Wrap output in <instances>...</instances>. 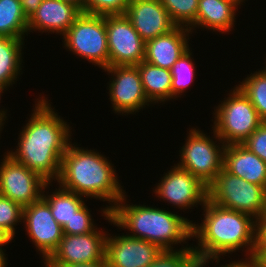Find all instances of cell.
I'll use <instances>...</instances> for the list:
<instances>
[{"mask_svg": "<svg viewBox=\"0 0 266 267\" xmlns=\"http://www.w3.org/2000/svg\"><path fill=\"white\" fill-rule=\"evenodd\" d=\"M241 5L238 0H199L195 23L189 29L195 33L198 27L229 34L234 29L235 16Z\"/></svg>", "mask_w": 266, "mask_h": 267, "instance_id": "d6986e66", "label": "cell"}, {"mask_svg": "<svg viewBox=\"0 0 266 267\" xmlns=\"http://www.w3.org/2000/svg\"><path fill=\"white\" fill-rule=\"evenodd\" d=\"M8 245V243H0V267H6L7 266V257L6 253H4L6 250L3 249V246Z\"/></svg>", "mask_w": 266, "mask_h": 267, "instance_id": "f35d334b", "label": "cell"}, {"mask_svg": "<svg viewBox=\"0 0 266 267\" xmlns=\"http://www.w3.org/2000/svg\"><path fill=\"white\" fill-rule=\"evenodd\" d=\"M190 29L176 27L169 33L145 42L144 61L154 66L171 69L189 47Z\"/></svg>", "mask_w": 266, "mask_h": 267, "instance_id": "ac0fdd59", "label": "cell"}, {"mask_svg": "<svg viewBox=\"0 0 266 267\" xmlns=\"http://www.w3.org/2000/svg\"><path fill=\"white\" fill-rule=\"evenodd\" d=\"M64 49L102 70L109 66L105 15L82 12L62 37Z\"/></svg>", "mask_w": 266, "mask_h": 267, "instance_id": "ba28073f", "label": "cell"}, {"mask_svg": "<svg viewBox=\"0 0 266 267\" xmlns=\"http://www.w3.org/2000/svg\"><path fill=\"white\" fill-rule=\"evenodd\" d=\"M5 91H7L4 87H1L0 86V101H1V95H2V93H4ZM7 109L5 110V108H3V110L2 109H0V129H3L4 128V125H5V123H6V120H8L7 119V116L6 115H8L7 114Z\"/></svg>", "mask_w": 266, "mask_h": 267, "instance_id": "8d00e7d4", "label": "cell"}, {"mask_svg": "<svg viewBox=\"0 0 266 267\" xmlns=\"http://www.w3.org/2000/svg\"><path fill=\"white\" fill-rule=\"evenodd\" d=\"M197 260L192 249L163 250L148 267H193Z\"/></svg>", "mask_w": 266, "mask_h": 267, "instance_id": "83f0119b", "label": "cell"}, {"mask_svg": "<svg viewBox=\"0 0 266 267\" xmlns=\"http://www.w3.org/2000/svg\"><path fill=\"white\" fill-rule=\"evenodd\" d=\"M43 0H20L24 15L29 19L34 14Z\"/></svg>", "mask_w": 266, "mask_h": 267, "instance_id": "836d02e7", "label": "cell"}, {"mask_svg": "<svg viewBox=\"0 0 266 267\" xmlns=\"http://www.w3.org/2000/svg\"><path fill=\"white\" fill-rule=\"evenodd\" d=\"M156 184L153 189L155 197L180 210L197 208L198 204L203 207L208 200V186L176 164Z\"/></svg>", "mask_w": 266, "mask_h": 267, "instance_id": "9c48e42d", "label": "cell"}, {"mask_svg": "<svg viewBox=\"0 0 266 267\" xmlns=\"http://www.w3.org/2000/svg\"><path fill=\"white\" fill-rule=\"evenodd\" d=\"M125 16L144 42L177 27L160 0H130Z\"/></svg>", "mask_w": 266, "mask_h": 267, "instance_id": "2e32d148", "label": "cell"}, {"mask_svg": "<svg viewBox=\"0 0 266 267\" xmlns=\"http://www.w3.org/2000/svg\"><path fill=\"white\" fill-rule=\"evenodd\" d=\"M266 255V211L255 219L254 266Z\"/></svg>", "mask_w": 266, "mask_h": 267, "instance_id": "d6a6232c", "label": "cell"}, {"mask_svg": "<svg viewBox=\"0 0 266 267\" xmlns=\"http://www.w3.org/2000/svg\"><path fill=\"white\" fill-rule=\"evenodd\" d=\"M264 60H266V58H265ZM263 70H265V71H266V63H265V67H263Z\"/></svg>", "mask_w": 266, "mask_h": 267, "instance_id": "60d3db41", "label": "cell"}, {"mask_svg": "<svg viewBox=\"0 0 266 267\" xmlns=\"http://www.w3.org/2000/svg\"><path fill=\"white\" fill-rule=\"evenodd\" d=\"M192 48L184 52L181 57L173 64L170 69L172 75L171 100L181 98L186 90L194 83L196 69L193 62ZM185 92V93H184Z\"/></svg>", "mask_w": 266, "mask_h": 267, "instance_id": "484cf974", "label": "cell"}, {"mask_svg": "<svg viewBox=\"0 0 266 267\" xmlns=\"http://www.w3.org/2000/svg\"><path fill=\"white\" fill-rule=\"evenodd\" d=\"M208 200L222 208L251 215L266 211V188L232 175L224 168L208 186Z\"/></svg>", "mask_w": 266, "mask_h": 267, "instance_id": "52a82bcc", "label": "cell"}, {"mask_svg": "<svg viewBox=\"0 0 266 267\" xmlns=\"http://www.w3.org/2000/svg\"><path fill=\"white\" fill-rule=\"evenodd\" d=\"M223 168L247 182L266 188V163L242 144L225 146Z\"/></svg>", "mask_w": 266, "mask_h": 267, "instance_id": "ffe728a7", "label": "cell"}, {"mask_svg": "<svg viewBox=\"0 0 266 267\" xmlns=\"http://www.w3.org/2000/svg\"><path fill=\"white\" fill-rule=\"evenodd\" d=\"M74 143L68 144L62 156L57 185L85 198L108 201L110 211L126 193L114 164L103 153Z\"/></svg>", "mask_w": 266, "mask_h": 267, "instance_id": "277c9868", "label": "cell"}, {"mask_svg": "<svg viewBox=\"0 0 266 267\" xmlns=\"http://www.w3.org/2000/svg\"><path fill=\"white\" fill-rule=\"evenodd\" d=\"M126 197L125 193L110 211L106 207L100 208L105 220L119 229L130 231L126 235L155 243L162 250L192 249L187 243L192 239V220L162 207L160 209L140 203L130 205ZM179 243L187 244H182L183 247L176 249L175 246Z\"/></svg>", "mask_w": 266, "mask_h": 267, "instance_id": "3957f363", "label": "cell"}, {"mask_svg": "<svg viewBox=\"0 0 266 267\" xmlns=\"http://www.w3.org/2000/svg\"><path fill=\"white\" fill-rule=\"evenodd\" d=\"M107 236L108 232L98 227L86 234H63L59 246L44 265H67L104 260Z\"/></svg>", "mask_w": 266, "mask_h": 267, "instance_id": "5bb4252c", "label": "cell"}, {"mask_svg": "<svg viewBox=\"0 0 266 267\" xmlns=\"http://www.w3.org/2000/svg\"><path fill=\"white\" fill-rule=\"evenodd\" d=\"M35 100L33 113L18 135L16 150L7 154L48 183H56L62 156L72 140V128L54 111L48 97L42 95Z\"/></svg>", "mask_w": 266, "mask_h": 267, "instance_id": "6da1fadb", "label": "cell"}, {"mask_svg": "<svg viewBox=\"0 0 266 267\" xmlns=\"http://www.w3.org/2000/svg\"><path fill=\"white\" fill-rule=\"evenodd\" d=\"M28 36V19L20 0H0V36L25 39Z\"/></svg>", "mask_w": 266, "mask_h": 267, "instance_id": "cb8c5ba5", "label": "cell"}, {"mask_svg": "<svg viewBox=\"0 0 266 267\" xmlns=\"http://www.w3.org/2000/svg\"><path fill=\"white\" fill-rule=\"evenodd\" d=\"M130 0H85L84 13L96 15L125 14Z\"/></svg>", "mask_w": 266, "mask_h": 267, "instance_id": "4dcf8cb0", "label": "cell"}, {"mask_svg": "<svg viewBox=\"0 0 266 267\" xmlns=\"http://www.w3.org/2000/svg\"><path fill=\"white\" fill-rule=\"evenodd\" d=\"M202 210L204 217L200 225L192 223V238L197 239V245L192 246L196 258L218 264L221 256L241 250L246 258L240 261L254 267L255 219L209 200Z\"/></svg>", "mask_w": 266, "mask_h": 267, "instance_id": "7a4b0ae2", "label": "cell"}, {"mask_svg": "<svg viewBox=\"0 0 266 267\" xmlns=\"http://www.w3.org/2000/svg\"><path fill=\"white\" fill-rule=\"evenodd\" d=\"M231 262L229 264L226 263L225 265H220L219 267H251L248 264L242 263L240 260L238 261L234 260ZM208 264H209V261L197 260L193 267H205V266H208Z\"/></svg>", "mask_w": 266, "mask_h": 267, "instance_id": "d590c367", "label": "cell"}, {"mask_svg": "<svg viewBox=\"0 0 266 267\" xmlns=\"http://www.w3.org/2000/svg\"><path fill=\"white\" fill-rule=\"evenodd\" d=\"M136 66L148 100L154 105L170 101L172 85L170 69L154 66L146 61Z\"/></svg>", "mask_w": 266, "mask_h": 267, "instance_id": "44dd1931", "label": "cell"}, {"mask_svg": "<svg viewBox=\"0 0 266 267\" xmlns=\"http://www.w3.org/2000/svg\"><path fill=\"white\" fill-rule=\"evenodd\" d=\"M51 183H47L43 189L42 198L50 206L52 215L56 222L63 228L84 204L83 196L63 189L62 187H55V191L48 195ZM47 189V190H46ZM45 192V193H44Z\"/></svg>", "mask_w": 266, "mask_h": 267, "instance_id": "603a6c76", "label": "cell"}, {"mask_svg": "<svg viewBox=\"0 0 266 267\" xmlns=\"http://www.w3.org/2000/svg\"><path fill=\"white\" fill-rule=\"evenodd\" d=\"M177 27L190 28L196 20L199 0H160Z\"/></svg>", "mask_w": 266, "mask_h": 267, "instance_id": "4316f807", "label": "cell"}, {"mask_svg": "<svg viewBox=\"0 0 266 267\" xmlns=\"http://www.w3.org/2000/svg\"><path fill=\"white\" fill-rule=\"evenodd\" d=\"M110 235L108 233L105 252L108 267H148L163 251L155 243L124 233Z\"/></svg>", "mask_w": 266, "mask_h": 267, "instance_id": "9a60e30c", "label": "cell"}, {"mask_svg": "<svg viewBox=\"0 0 266 267\" xmlns=\"http://www.w3.org/2000/svg\"><path fill=\"white\" fill-rule=\"evenodd\" d=\"M13 239L14 237L2 226H0V243H10Z\"/></svg>", "mask_w": 266, "mask_h": 267, "instance_id": "74e56055", "label": "cell"}, {"mask_svg": "<svg viewBox=\"0 0 266 267\" xmlns=\"http://www.w3.org/2000/svg\"><path fill=\"white\" fill-rule=\"evenodd\" d=\"M22 222L29 240L45 262L59 246L62 227L54 219L50 206L41 198L23 208Z\"/></svg>", "mask_w": 266, "mask_h": 267, "instance_id": "4fadbf2b", "label": "cell"}, {"mask_svg": "<svg viewBox=\"0 0 266 267\" xmlns=\"http://www.w3.org/2000/svg\"><path fill=\"white\" fill-rule=\"evenodd\" d=\"M109 66L138 65L144 61L145 42L125 14L105 15Z\"/></svg>", "mask_w": 266, "mask_h": 267, "instance_id": "7c38bea8", "label": "cell"}, {"mask_svg": "<svg viewBox=\"0 0 266 267\" xmlns=\"http://www.w3.org/2000/svg\"><path fill=\"white\" fill-rule=\"evenodd\" d=\"M107 72L109 100L114 113L117 115H130L139 112L152 103L145 95L143 84L136 65L108 66L103 70Z\"/></svg>", "mask_w": 266, "mask_h": 267, "instance_id": "30bf717a", "label": "cell"}, {"mask_svg": "<svg viewBox=\"0 0 266 267\" xmlns=\"http://www.w3.org/2000/svg\"><path fill=\"white\" fill-rule=\"evenodd\" d=\"M240 83V84H239ZM237 86L250 100L263 122H266V71L251 72Z\"/></svg>", "mask_w": 266, "mask_h": 267, "instance_id": "d4e9b609", "label": "cell"}, {"mask_svg": "<svg viewBox=\"0 0 266 267\" xmlns=\"http://www.w3.org/2000/svg\"><path fill=\"white\" fill-rule=\"evenodd\" d=\"M188 130L185 144L179 150L180 161L176 165L209 186L223 168L226 145L214 129V138L198 128L192 127Z\"/></svg>", "mask_w": 266, "mask_h": 267, "instance_id": "8992f818", "label": "cell"}, {"mask_svg": "<svg viewBox=\"0 0 266 267\" xmlns=\"http://www.w3.org/2000/svg\"><path fill=\"white\" fill-rule=\"evenodd\" d=\"M242 145L266 163V122H263Z\"/></svg>", "mask_w": 266, "mask_h": 267, "instance_id": "1f68e13d", "label": "cell"}, {"mask_svg": "<svg viewBox=\"0 0 266 267\" xmlns=\"http://www.w3.org/2000/svg\"><path fill=\"white\" fill-rule=\"evenodd\" d=\"M24 44L23 39L0 36V86L6 90L16 83L20 72L23 73Z\"/></svg>", "mask_w": 266, "mask_h": 267, "instance_id": "7402d4cb", "label": "cell"}, {"mask_svg": "<svg viewBox=\"0 0 266 267\" xmlns=\"http://www.w3.org/2000/svg\"><path fill=\"white\" fill-rule=\"evenodd\" d=\"M1 160L0 195L18 203L22 208L42 198L47 181L6 152Z\"/></svg>", "mask_w": 266, "mask_h": 267, "instance_id": "8fae6325", "label": "cell"}, {"mask_svg": "<svg viewBox=\"0 0 266 267\" xmlns=\"http://www.w3.org/2000/svg\"><path fill=\"white\" fill-rule=\"evenodd\" d=\"M241 4L245 1V0H238Z\"/></svg>", "mask_w": 266, "mask_h": 267, "instance_id": "b9f144b4", "label": "cell"}, {"mask_svg": "<svg viewBox=\"0 0 266 267\" xmlns=\"http://www.w3.org/2000/svg\"><path fill=\"white\" fill-rule=\"evenodd\" d=\"M82 11L62 0H43L37 11L28 19V34L56 33L63 36Z\"/></svg>", "mask_w": 266, "mask_h": 267, "instance_id": "e0dca14e", "label": "cell"}, {"mask_svg": "<svg viewBox=\"0 0 266 267\" xmlns=\"http://www.w3.org/2000/svg\"><path fill=\"white\" fill-rule=\"evenodd\" d=\"M23 208L7 197L0 195V226L13 237L16 235L17 223L22 222Z\"/></svg>", "mask_w": 266, "mask_h": 267, "instance_id": "f1b7e54d", "label": "cell"}, {"mask_svg": "<svg viewBox=\"0 0 266 267\" xmlns=\"http://www.w3.org/2000/svg\"><path fill=\"white\" fill-rule=\"evenodd\" d=\"M97 228L86 203L75 212V216L63 228V234L80 235L93 232Z\"/></svg>", "mask_w": 266, "mask_h": 267, "instance_id": "f546056e", "label": "cell"}, {"mask_svg": "<svg viewBox=\"0 0 266 267\" xmlns=\"http://www.w3.org/2000/svg\"><path fill=\"white\" fill-rule=\"evenodd\" d=\"M62 1L69 2L77 6L82 12L84 10L85 0H62Z\"/></svg>", "mask_w": 266, "mask_h": 267, "instance_id": "ab89813d", "label": "cell"}, {"mask_svg": "<svg viewBox=\"0 0 266 267\" xmlns=\"http://www.w3.org/2000/svg\"><path fill=\"white\" fill-rule=\"evenodd\" d=\"M227 96L214 107L212 128L225 145L242 144L263 121L237 86Z\"/></svg>", "mask_w": 266, "mask_h": 267, "instance_id": "5b68a950", "label": "cell"}, {"mask_svg": "<svg viewBox=\"0 0 266 267\" xmlns=\"http://www.w3.org/2000/svg\"><path fill=\"white\" fill-rule=\"evenodd\" d=\"M45 267H108L106 259L95 262L76 263L67 265H45Z\"/></svg>", "mask_w": 266, "mask_h": 267, "instance_id": "e575fe53", "label": "cell"}]
</instances>
